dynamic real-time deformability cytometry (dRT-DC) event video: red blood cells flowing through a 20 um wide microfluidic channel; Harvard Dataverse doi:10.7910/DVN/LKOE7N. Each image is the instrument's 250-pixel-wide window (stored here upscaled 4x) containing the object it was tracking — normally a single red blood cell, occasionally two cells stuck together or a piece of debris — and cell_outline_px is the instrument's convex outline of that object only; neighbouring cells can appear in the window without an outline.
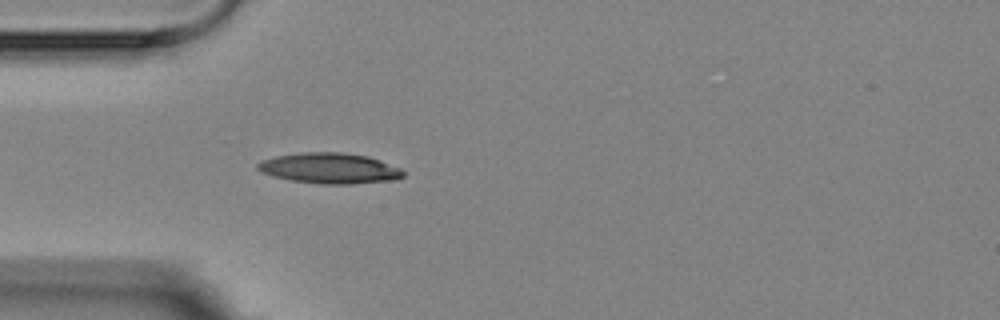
{"species": "Egyptian fruit bat (a non-hibernating species)", "species_latin": "Rousettus aegyptiacus", "temperature_condition": "room temperature", "stored_images_in_passage": 4, "camera_frame_rate_fps": 3000, "um_per_image_px": 0.085, "animal": {"sex": "female"}, "frame": {"image": 1, "passage_image": 4, "time_ms": 3.667, "image_size_px": [1000, 320], "cell_outline_px": [[404, 176], [396, 180], [352, 184], [320, 184], [292, 180], [272, 176], [260, 172], [256, 168], [256, 164], [260, 160], [276, 156], [300, 152], [340, 152], [368, 156], [380, 160], [400, 168], [404, 172]], "centroid_in_image_um": [28.0, 14.3], "position_along_channel_um": 57.0, "area_um2": 26.18}}